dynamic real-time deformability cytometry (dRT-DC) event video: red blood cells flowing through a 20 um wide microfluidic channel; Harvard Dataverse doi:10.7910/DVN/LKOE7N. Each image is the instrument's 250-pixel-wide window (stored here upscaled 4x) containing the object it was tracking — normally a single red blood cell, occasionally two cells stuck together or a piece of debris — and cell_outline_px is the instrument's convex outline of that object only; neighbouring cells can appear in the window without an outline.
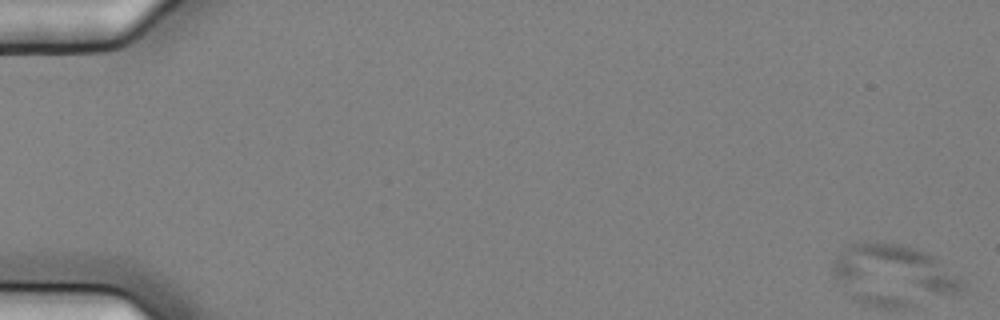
{"species": "common noctule bat (a hibernating species)", "species_latin": "Nyctalus noctula", "temperature_condition": "cold", "stored_images_in_passage": 57, "camera_frame_rate_fps": 3000, "um_per_image_px": 0.085, "animal": {"sex": "female", "body_mass_g": 25.1}, "frame": {"image": 1, "passage_image": 1, "time_ms": 0.0, "image_size_px": [1000, 320], "cell_outline_px": [[964, 288], [956, 292], [936, 292], [836, 280], [832, 272], [832, 260], [848, 244], [856, 240], [900, 244], [936, 256], [964, 280]], "centroid_in_image_um": [76.02, 22.75], "position_along_channel_um": 9.0, "area_um2": 34.28}}
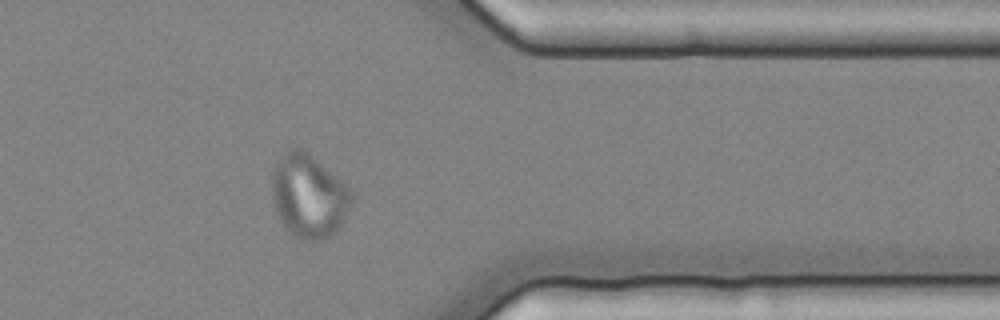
{"frame": {"image": 2, "passage_image": 47, "time_ms": 15.333, "image_size_px": [1000, 320], "cell_outline_px": [[356, 200], [332, 236], [320, 240], [304, 240], [288, 232], [284, 228], [276, 212], [272, 196], [272, 172], [276, 164], [284, 152], [292, 148], [300, 148], [308, 152], [344, 180], [352, 188], [356, 196]], "centroid_in_image_um": [26.3, 16.65], "position_along_channel_um": 385.1, "area_um2": 39.48}}
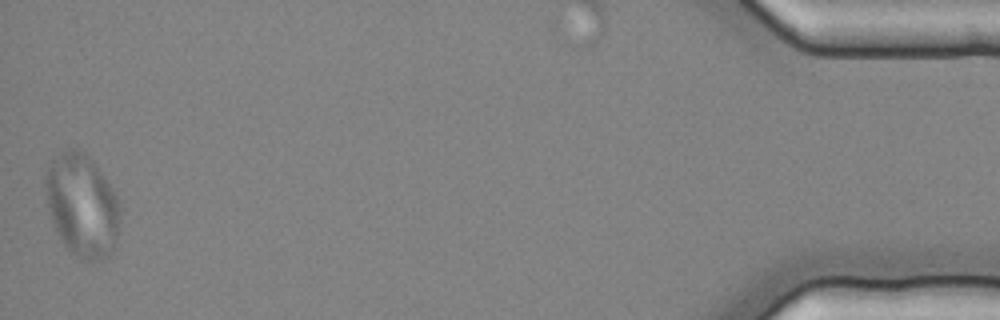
{"frame": {"image": 3, "passage_image": 57, "time_ms": 18.667, "image_size_px": [1000, 320], "cell_outline_px": [[120, 212], [116, 240], [112, 252], [108, 256], [92, 264], [80, 260], [64, 244], [56, 232], [48, 212], [44, 192], [44, 180], [48, 168], [52, 160], [64, 148], [80, 148], [92, 160], [112, 188], [120, 200]], "centroid_in_image_um": [6.96, 17.47], "position_along_channel_um": 428.2, "area_um2": 45.37}}